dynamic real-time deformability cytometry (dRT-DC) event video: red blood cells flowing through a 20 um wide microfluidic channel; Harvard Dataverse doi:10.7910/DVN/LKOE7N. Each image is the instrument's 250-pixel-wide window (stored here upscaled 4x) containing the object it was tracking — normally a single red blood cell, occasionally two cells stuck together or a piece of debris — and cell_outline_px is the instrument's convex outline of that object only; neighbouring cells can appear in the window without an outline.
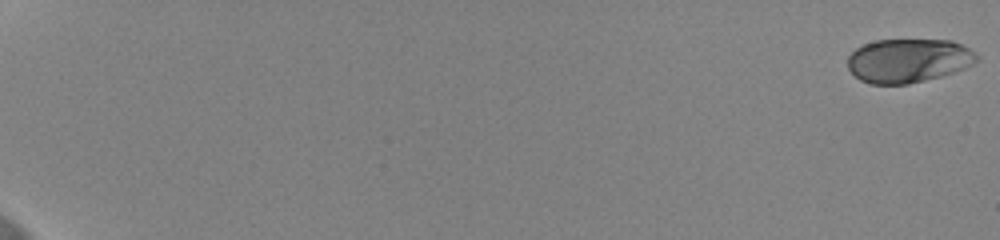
{"species": "human", "species_latin": "Homo sapiens", "temperature_condition": "cold", "stored_images_in_passage": 59, "camera_frame_rate_fps": 3000, "um_per_image_px": 0.085, "donor": {"sex": "female"}, "frame": {"image": 1, "passage_image": 1, "time_ms": 0.0, "image_size_px": [1000, 240], "cell_outline_px": [[980, 60], [964, 68], [940, 76], [908, 84], [868, 84], [860, 80], [848, 68], [848, 56], [856, 48], [864, 44], [876, 40], [952, 40], [968, 48]], "centroid_in_image_um": [77.18, 5.15], "position_along_channel_um": 7.8, "area_um2": 32.77}}
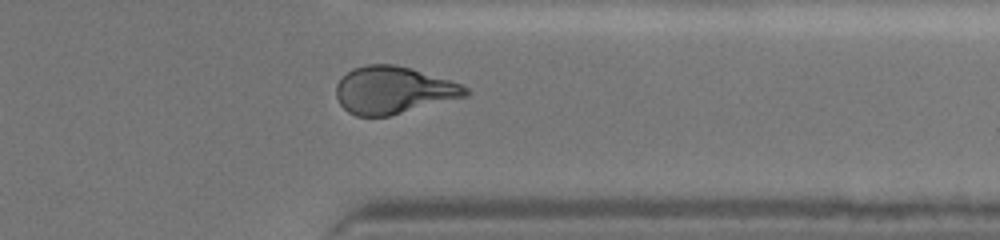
{"frame": {"image": 2, "passage_image": 50, "time_ms": 16.333, "image_size_px": [1000, 240], "cell_outline_px": [[468, 96], [388, 116], [356, 116], [348, 112], [340, 104], [336, 96], [336, 84], [352, 68], [364, 64], [392, 64], [412, 68], [460, 84], [468, 88]], "centroid_in_image_um": [33.41, 7.66], "position_along_channel_um": 378.0, "area_um2": 35.49}}
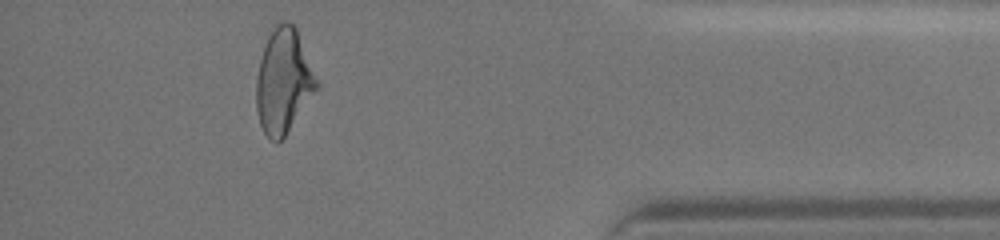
{"frame": {"image": 3, "passage_image": 55, "time_ms": 18.0, "image_size_px": [1000, 240], "cell_outline_px": [[320, 84], [284, 136], [280, 140], [268, 140], [260, 124], [256, 108], [256, 80], [260, 60], [268, 36], [276, 24], [284, 20], [288, 20], [296, 28]], "centroid_in_image_um": [24.09, 6.87], "position_along_channel_um": 411.1, "area_um2": 36.24}, "authors_computed_cell_mechanics": {"area_um2": 34.5644, "velocity_mm_per_s": 3.6369, "shape_relaxation_time_tau1_ms": 3.5691, "shape_relaxation_time_tau2_ms": 1.2287, "deformation_change_tau1": 0.1394, "deformation_change_tau2": 0.0597}}